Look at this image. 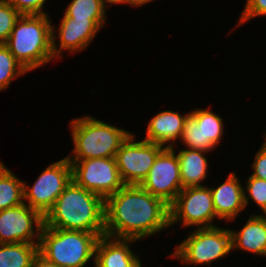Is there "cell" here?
<instances>
[{"label": "cell", "instance_id": "9a60e30c", "mask_svg": "<svg viewBox=\"0 0 266 267\" xmlns=\"http://www.w3.org/2000/svg\"><path fill=\"white\" fill-rule=\"evenodd\" d=\"M136 239L100 236L95 248V267H133L140 259L130 249Z\"/></svg>", "mask_w": 266, "mask_h": 267}, {"label": "cell", "instance_id": "30bf717a", "mask_svg": "<svg viewBox=\"0 0 266 267\" xmlns=\"http://www.w3.org/2000/svg\"><path fill=\"white\" fill-rule=\"evenodd\" d=\"M134 133L122 143L115 159L125 185H141L146 179L157 155L165 148L142 140L134 142Z\"/></svg>", "mask_w": 266, "mask_h": 267}, {"label": "cell", "instance_id": "3957f363", "mask_svg": "<svg viewBox=\"0 0 266 267\" xmlns=\"http://www.w3.org/2000/svg\"><path fill=\"white\" fill-rule=\"evenodd\" d=\"M4 44L27 72L48 64L55 59L49 15H21Z\"/></svg>", "mask_w": 266, "mask_h": 267}, {"label": "cell", "instance_id": "d4e9b609", "mask_svg": "<svg viewBox=\"0 0 266 267\" xmlns=\"http://www.w3.org/2000/svg\"><path fill=\"white\" fill-rule=\"evenodd\" d=\"M248 195V196H247ZM252 199L266 215V180L249 176L246 184V192L244 191L245 206Z\"/></svg>", "mask_w": 266, "mask_h": 267}, {"label": "cell", "instance_id": "44dd1931", "mask_svg": "<svg viewBox=\"0 0 266 267\" xmlns=\"http://www.w3.org/2000/svg\"><path fill=\"white\" fill-rule=\"evenodd\" d=\"M24 182L5 165L0 166V211L24 203Z\"/></svg>", "mask_w": 266, "mask_h": 267}, {"label": "cell", "instance_id": "4dcf8cb0", "mask_svg": "<svg viewBox=\"0 0 266 267\" xmlns=\"http://www.w3.org/2000/svg\"><path fill=\"white\" fill-rule=\"evenodd\" d=\"M153 0H129V4L131 6H141V5H144L148 2H152Z\"/></svg>", "mask_w": 266, "mask_h": 267}, {"label": "cell", "instance_id": "277c9868", "mask_svg": "<svg viewBox=\"0 0 266 267\" xmlns=\"http://www.w3.org/2000/svg\"><path fill=\"white\" fill-rule=\"evenodd\" d=\"M74 149L68 160L115 158L122 143L131 132L125 131L93 116L75 118L70 124Z\"/></svg>", "mask_w": 266, "mask_h": 267}, {"label": "cell", "instance_id": "8fae6325", "mask_svg": "<svg viewBox=\"0 0 266 267\" xmlns=\"http://www.w3.org/2000/svg\"><path fill=\"white\" fill-rule=\"evenodd\" d=\"M141 186L150 194L171 205L182 190L181 174L174 146L165 147L156 157Z\"/></svg>", "mask_w": 266, "mask_h": 267}, {"label": "cell", "instance_id": "6da1fadb", "mask_svg": "<svg viewBox=\"0 0 266 267\" xmlns=\"http://www.w3.org/2000/svg\"><path fill=\"white\" fill-rule=\"evenodd\" d=\"M167 227L169 205L141 185H125L105 199L106 236L141 240Z\"/></svg>", "mask_w": 266, "mask_h": 267}, {"label": "cell", "instance_id": "9c48e42d", "mask_svg": "<svg viewBox=\"0 0 266 267\" xmlns=\"http://www.w3.org/2000/svg\"><path fill=\"white\" fill-rule=\"evenodd\" d=\"M170 225L182 222L183 226L210 228L216 218L212 193L206 186L183 188L169 206Z\"/></svg>", "mask_w": 266, "mask_h": 267}, {"label": "cell", "instance_id": "603a6c76", "mask_svg": "<svg viewBox=\"0 0 266 267\" xmlns=\"http://www.w3.org/2000/svg\"><path fill=\"white\" fill-rule=\"evenodd\" d=\"M26 72L5 44H0V91L6 90L14 78Z\"/></svg>", "mask_w": 266, "mask_h": 267}, {"label": "cell", "instance_id": "52a82bcc", "mask_svg": "<svg viewBox=\"0 0 266 267\" xmlns=\"http://www.w3.org/2000/svg\"><path fill=\"white\" fill-rule=\"evenodd\" d=\"M72 168V180L88 191L104 199L125 186L115 158L68 160Z\"/></svg>", "mask_w": 266, "mask_h": 267}, {"label": "cell", "instance_id": "4fadbf2b", "mask_svg": "<svg viewBox=\"0 0 266 267\" xmlns=\"http://www.w3.org/2000/svg\"><path fill=\"white\" fill-rule=\"evenodd\" d=\"M105 21H81L63 17L59 27V46L56 43V33L52 26V52L54 58L61 56L63 50L77 53L84 50L98 31L103 27ZM59 48H58V47Z\"/></svg>", "mask_w": 266, "mask_h": 267}, {"label": "cell", "instance_id": "ba28073f", "mask_svg": "<svg viewBox=\"0 0 266 267\" xmlns=\"http://www.w3.org/2000/svg\"><path fill=\"white\" fill-rule=\"evenodd\" d=\"M71 180V164L65 157L43 170L31 188L24 182V202L45 216Z\"/></svg>", "mask_w": 266, "mask_h": 267}, {"label": "cell", "instance_id": "d6986e66", "mask_svg": "<svg viewBox=\"0 0 266 267\" xmlns=\"http://www.w3.org/2000/svg\"><path fill=\"white\" fill-rule=\"evenodd\" d=\"M190 116L201 126L203 133V151L210 152L220 143L223 136L222 118L210 109H195Z\"/></svg>", "mask_w": 266, "mask_h": 267}, {"label": "cell", "instance_id": "cb8c5ba5", "mask_svg": "<svg viewBox=\"0 0 266 267\" xmlns=\"http://www.w3.org/2000/svg\"><path fill=\"white\" fill-rule=\"evenodd\" d=\"M21 14L6 0H0V44L9 38Z\"/></svg>", "mask_w": 266, "mask_h": 267}, {"label": "cell", "instance_id": "5bb4252c", "mask_svg": "<svg viewBox=\"0 0 266 267\" xmlns=\"http://www.w3.org/2000/svg\"><path fill=\"white\" fill-rule=\"evenodd\" d=\"M236 176L231 172L224 183L216 188H210L216 217L220 220H234L246 208L245 189Z\"/></svg>", "mask_w": 266, "mask_h": 267}, {"label": "cell", "instance_id": "5b68a950", "mask_svg": "<svg viewBox=\"0 0 266 267\" xmlns=\"http://www.w3.org/2000/svg\"><path fill=\"white\" fill-rule=\"evenodd\" d=\"M99 235L43 226L39 253L58 267H84L95 258Z\"/></svg>", "mask_w": 266, "mask_h": 267}, {"label": "cell", "instance_id": "83f0119b", "mask_svg": "<svg viewBox=\"0 0 266 267\" xmlns=\"http://www.w3.org/2000/svg\"><path fill=\"white\" fill-rule=\"evenodd\" d=\"M261 15L266 16V0H247L237 26Z\"/></svg>", "mask_w": 266, "mask_h": 267}, {"label": "cell", "instance_id": "d6a6232c", "mask_svg": "<svg viewBox=\"0 0 266 267\" xmlns=\"http://www.w3.org/2000/svg\"><path fill=\"white\" fill-rule=\"evenodd\" d=\"M133 267H142L140 260Z\"/></svg>", "mask_w": 266, "mask_h": 267}, {"label": "cell", "instance_id": "8992f818", "mask_svg": "<svg viewBox=\"0 0 266 267\" xmlns=\"http://www.w3.org/2000/svg\"><path fill=\"white\" fill-rule=\"evenodd\" d=\"M232 251L231 233L221 227L197 228L171 254L183 264L210 265Z\"/></svg>", "mask_w": 266, "mask_h": 267}, {"label": "cell", "instance_id": "ffe728a7", "mask_svg": "<svg viewBox=\"0 0 266 267\" xmlns=\"http://www.w3.org/2000/svg\"><path fill=\"white\" fill-rule=\"evenodd\" d=\"M39 243L0 244V267H31Z\"/></svg>", "mask_w": 266, "mask_h": 267}, {"label": "cell", "instance_id": "2e32d148", "mask_svg": "<svg viewBox=\"0 0 266 267\" xmlns=\"http://www.w3.org/2000/svg\"><path fill=\"white\" fill-rule=\"evenodd\" d=\"M189 115L190 113L181 115L170 110L161 111L150 120L144 140L164 147H175L173 142L177 139L180 140L184 121ZM165 144L167 145L165 146Z\"/></svg>", "mask_w": 266, "mask_h": 267}, {"label": "cell", "instance_id": "f546056e", "mask_svg": "<svg viewBox=\"0 0 266 267\" xmlns=\"http://www.w3.org/2000/svg\"><path fill=\"white\" fill-rule=\"evenodd\" d=\"M31 267H58L55 263L48 261L45 257H43L40 253H38L33 262Z\"/></svg>", "mask_w": 266, "mask_h": 267}, {"label": "cell", "instance_id": "7a4b0ae2", "mask_svg": "<svg viewBox=\"0 0 266 267\" xmlns=\"http://www.w3.org/2000/svg\"><path fill=\"white\" fill-rule=\"evenodd\" d=\"M44 226L105 235V199L73 180L44 216Z\"/></svg>", "mask_w": 266, "mask_h": 267}, {"label": "cell", "instance_id": "7402d4cb", "mask_svg": "<svg viewBox=\"0 0 266 267\" xmlns=\"http://www.w3.org/2000/svg\"><path fill=\"white\" fill-rule=\"evenodd\" d=\"M106 6L105 0H72L64 17L81 21H105Z\"/></svg>", "mask_w": 266, "mask_h": 267}, {"label": "cell", "instance_id": "484cf974", "mask_svg": "<svg viewBox=\"0 0 266 267\" xmlns=\"http://www.w3.org/2000/svg\"><path fill=\"white\" fill-rule=\"evenodd\" d=\"M186 148L203 150V133L201 126L189 115L184 121V127L180 138Z\"/></svg>", "mask_w": 266, "mask_h": 267}, {"label": "cell", "instance_id": "e0dca14e", "mask_svg": "<svg viewBox=\"0 0 266 267\" xmlns=\"http://www.w3.org/2000/svg\"><path fill=\"white\" fill-rule=\"evenodd\" d=\"M232 250L241 249L266 257V215L249 217L240 231L230 230Z\"/></svg>", "mask_w": 266, "mask_h": 267}, {"label": "cell", "instance_id": "ac0fdd59", "mask_svg": "<svg viewBox=\"0 0 266 267\" xmlns=\"http://www.w3.org/2000/svg\"><path fill=\"white\" fill-rule=\"evenodd\" d=\"M203 150L184 149L179 150V161L182 189L187 187L204 186L201 181L207 176L208 161Z\"/></svg>", "mask_w": 266, "mask_h": 267}, {"label": "cell", "instance_id": "4316f807", "mask_svg": "<svg viewBox=\"0 0 266 267\" xmlns=\"http://www.w3.org/2000/svg\"><path fill=\"white\" fill-rule=\"evenodd\" d=\"M21 15H43L47 14L43 10L46 0H6Z\"/></svg>", "mask_w": 266, "mask_h": 267}, {"label": "cell", "instance_id": "1f68e13d", "mask_svg": "<svg viewBox=\"0 0 266 267\" xmlns=\"http://www.w3.org/2000/svg\"><path fill=\"white\" fill-rule=\"evenodd\" d=\"M105 2L109 3V6L111 4H129V0H105Z\"/></svg>", "mask_w": 266, "mask_h": 267}, {"label": "cell", "instance_id": "7c38bea8", "mask_svg": "<svg viewBox=\"0 0 266 267\" xmlns=\"http://www.w3.org/2000/svg\"><path fill=\"white\" fill-rule=\"evenodd\" d=\"M34 226H36L35 229ZM43 226L44 216L25 202L2 210L0 211V244L39 243Z\"/></svg>", "mask_w": 266, "mask_h": 267}, {"label": "cell", "instance_id": "f1b7e54d", "mask_svg": "<svg viewBox=\"0 0 266 267\" xmlns=\"http://www.w3.org/2000/svg\"><path fill=\"white\" fill-rule=\"evenodd\" d=\"M251 167L253 169L252 177L266 180V135L265 142L256 153Z\"/></svg>", "mask_w": 266, "mask_h": 267}]
</instances>
